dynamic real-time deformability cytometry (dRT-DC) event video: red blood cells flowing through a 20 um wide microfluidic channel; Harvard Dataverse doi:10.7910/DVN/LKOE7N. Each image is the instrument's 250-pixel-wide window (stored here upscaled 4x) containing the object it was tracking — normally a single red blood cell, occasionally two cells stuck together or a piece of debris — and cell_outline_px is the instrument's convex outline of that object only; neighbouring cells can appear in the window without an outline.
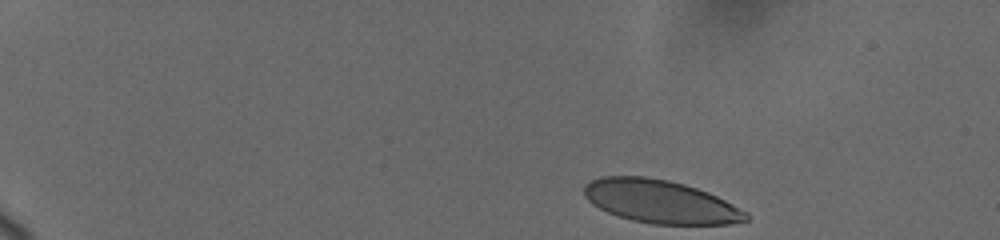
{"species": "human", "species_latin": "Homo sapiens", "temperature_condition": "cold", "stored_images_in_passage": 17, "camera_frame_rate_fps": 3000, "um_per_image_px": 0.085, "donor": {"sex": "female"}, "frame": {"image": 1, "passage_image": 1, "time_ms": 0.0, "image_size_px": [1000, 240], "cell_outline_px": [[748, 220], [728, 224], [652, 224], [632, 220], [608, 212], [592, 204], [584, 196], [584, 184], [600, 176], [648, 176], [668, 180], [684, 184], [708, 192], [748, 212]], "centroid_in_image_um": [56.12, 17.12], "position_along_channel_um": 28.9, "area_um2": 40.63}}